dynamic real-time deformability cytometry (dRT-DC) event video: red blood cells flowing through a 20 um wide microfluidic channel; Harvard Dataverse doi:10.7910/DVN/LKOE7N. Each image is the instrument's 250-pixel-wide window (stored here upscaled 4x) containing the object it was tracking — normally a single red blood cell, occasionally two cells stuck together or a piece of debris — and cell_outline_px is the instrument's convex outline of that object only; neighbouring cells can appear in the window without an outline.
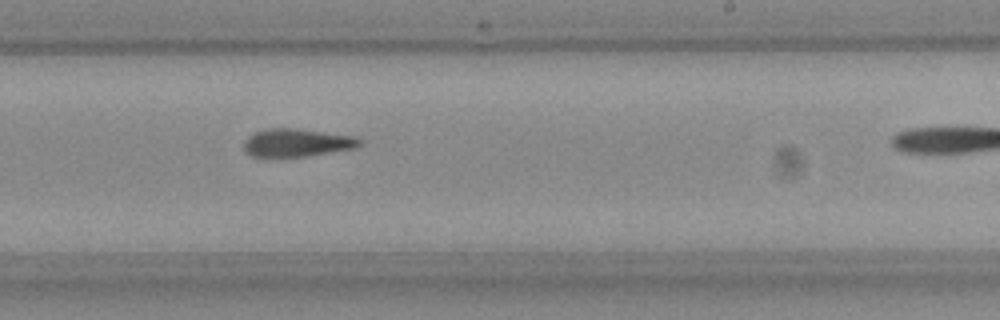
{"species": "Egyptian fruit bat (a non-hibernating species)", "species_latin": "Rousettus aegyptiacus", "temperature_condition": "room temperature", "stored_images_in_passage": 28, "camera_frame_rate_fps": 3000, "um_per_image_px": 0.085, "frame": {"image": 1, "passage_image": 24, "time_ms": 7.667, "image_size_px": [1000, 320], "cell_outline_px": [[364, 144], [356, 148], [304, 156], [252, 156], [244, 148], [244, 140], [248, 136], [256, 132], [268, 128], [296, 128], [356, 136]], "centroid_in_image_um": [25.28, 12.11], "position_along_channel_um": 263.7, "area_um2": 18.73}}